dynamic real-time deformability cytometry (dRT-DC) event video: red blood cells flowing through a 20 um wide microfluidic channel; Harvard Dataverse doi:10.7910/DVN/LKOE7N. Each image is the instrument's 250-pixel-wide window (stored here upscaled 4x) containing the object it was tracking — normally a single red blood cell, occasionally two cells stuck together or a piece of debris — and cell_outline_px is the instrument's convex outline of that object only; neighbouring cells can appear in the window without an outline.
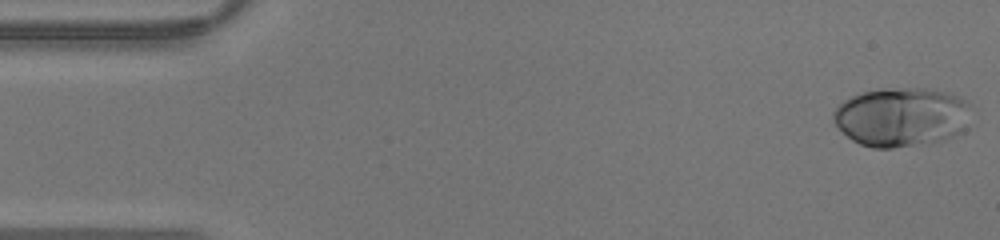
{"species": "human", "species_latin": "Homo sapiens", "temperature_condition": "warm", "stored_images_in_passage": 42, "camera_frame_rate_fps": 3000, "um_per_image_px": 0.085, "donor": {"sex": "male"}, "frame": {"image": 1, "passage_image": 1, "time_ms": 0.0, "image_size_px": [1000, 240], "cell_outline_px": [[972, 108], [968, 128], [964, 132], [940, 140], [892, 148], [872, 148], [860, 144], [852, 140], [836, 124], [832, 116], [832, 112], [844, 100], [860, 92], [904, 88], [924, 88], [956, 96], [968, 100], [972, 104]], "centroid_in_image_um": [76.68, 9.95], "position_along_channel_um": 8.3, "area_um2": 47.34}}
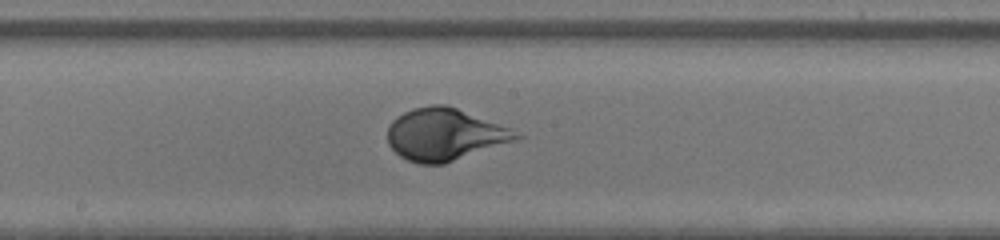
{"frame": {"image": 2, "passage_image": 22, "time_ms": 7.0, "image_size_px": [1000, 240], "cell_outline_px": [[524, 136], [516, 140], [444, 164], [420, 164], [408, 160], [400, 156], [388, 144], [388, 128], [392, 120], [396, 116], [412, 108], [432, 104], [444, 104], [456, 108], [512, 128]], "centroid_in_image_um": [37.8, 11.42], "position_along_channel_um": 210.4, "area_um2": 39.02}}
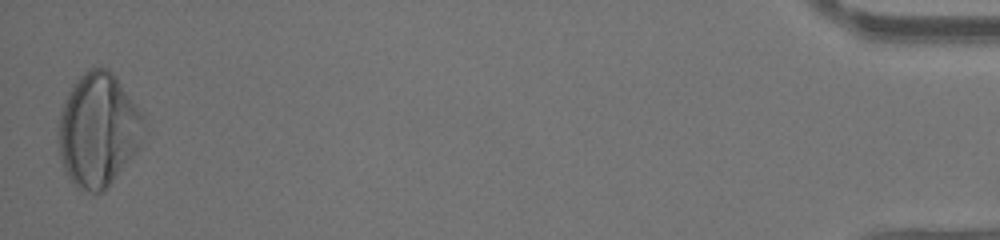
{"frame": {"image": 3, "passage_image": 42, "time_ms": 13.667, "image_size_px": [1000, 240], "cell_outline_px": [[144, 120], [140, 144], [104, 192], [88, 192], [76, 188], [68, 176], [60, 160], [60, 112], [68, 92], [72, 84], [88, 68], [108, 68], [116, 76], [140, 108], [144, 116]], "centroid_in_image_um": [8.35, 11.02], "position_along_channel_um": 426.9, "area_um2": 56.01}}